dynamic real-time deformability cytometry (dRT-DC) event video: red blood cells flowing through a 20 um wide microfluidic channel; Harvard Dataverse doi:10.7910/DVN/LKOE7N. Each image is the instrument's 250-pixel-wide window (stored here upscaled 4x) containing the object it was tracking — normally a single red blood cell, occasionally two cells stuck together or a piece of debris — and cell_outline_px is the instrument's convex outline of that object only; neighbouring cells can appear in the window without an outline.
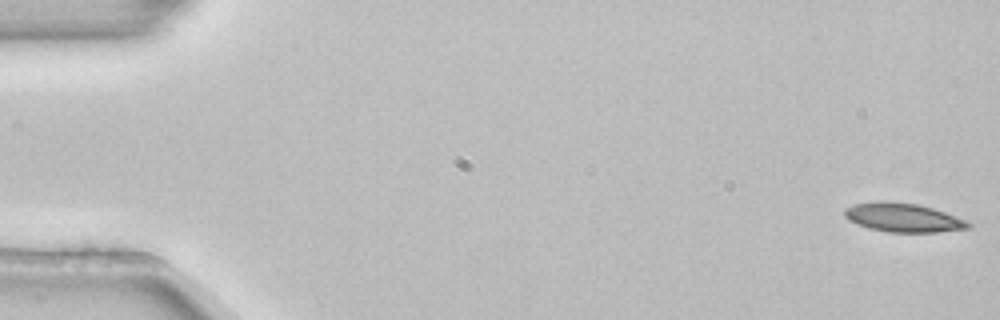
{"species": "common noctule bat (a hibernating species)", "species_latin": "Nyctalus noctula", "temperature_condition": "room temperature", "stored_images_in_passage": 4, "camera_frame_rate_fps": 3000, "um_per_image_px": 0.085, "animal": {"sex": "female", "body_mass_g": 22.7, "forearm_length_mm": 54.2}, "frame": {"image": 1, "passage_image": 1, "time_ms": 0.0, "image_size_px": [1000, 320], "cell_outline_px": [[972, 228], [936, 232], [888, 232], [868, 228], [856, 224], [848, 220], [844, 216], [844, 208], [856, 204], [876, 200], [884, 200], [916, 204], [932, 208], [944, 212], [964, 220], [972, 224]], "centroid_in_image_um": [76.72, 18.49], "position_along_channel_um": 8.3, "area_um2": 20.87}}
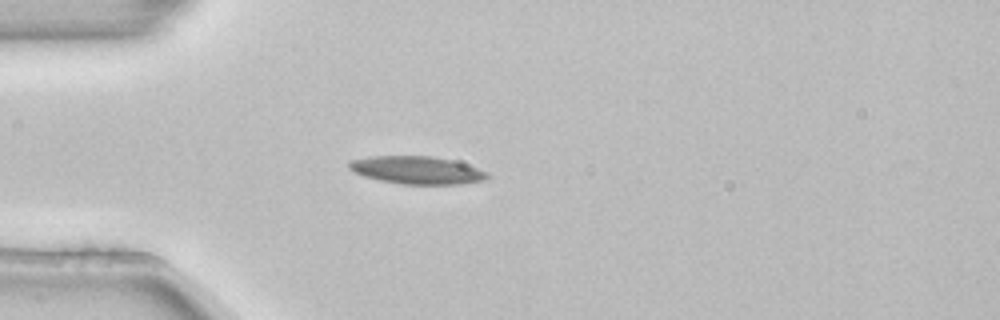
{"frame": {"image": 2, "passage_image": 4, "time_ms": 1.0, "image_size_px": [1000, 320], "cell_outline_px": [[488, 180], [460, 184], [400, 184], [380, 180], [364, 176], [348, 168], [348, 164], [352, 160], [372, 156], [432, 156], [452, 160], [488, 172]], "centroid_in_image_um": [35.46, 14.47], "position_along_channel_um": 49.5, "area_um2": 22.2}}